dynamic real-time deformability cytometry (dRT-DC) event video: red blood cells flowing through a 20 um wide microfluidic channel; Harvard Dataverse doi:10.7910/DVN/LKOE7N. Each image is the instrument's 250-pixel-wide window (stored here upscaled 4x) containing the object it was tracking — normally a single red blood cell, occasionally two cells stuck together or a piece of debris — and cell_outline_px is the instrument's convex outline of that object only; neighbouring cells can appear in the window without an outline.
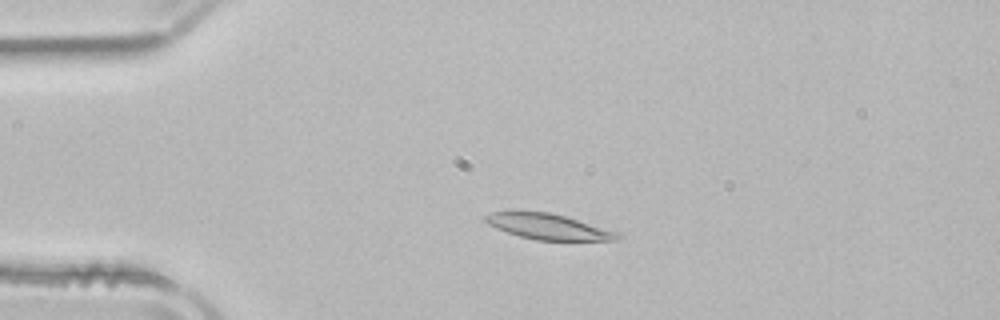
{"species": "common noctule bat (a hibernating species)", "species_latin": "Nyctalus noctula", "temperature_condition": "room temperature", "stored_images_in_passage": 51, "camera_frame_rate_fps": 3000, "um_per_image_px": 0.085, "animal": {"sex": "male", "body_mass_g": 21.5, "forearm_length_mm": 52.0}, "frame": {"image": 1, "passage_image": 11, "time_ms": 3.333, "image_size_px": [1000, 320], "cell_outline_px": [[620, 236], [616, 240], [536, 240], [520, 236], [496, 228], [488, 224], [484, 220], [484, 216], [492, 212], [512, 208], [520, 208], [548, 212], [564, 216], [616, 232]], "centroid_in_image_um": [46.43, 19.2], "position_along_channel_um": 38.6, "area_um2": 19.94}}
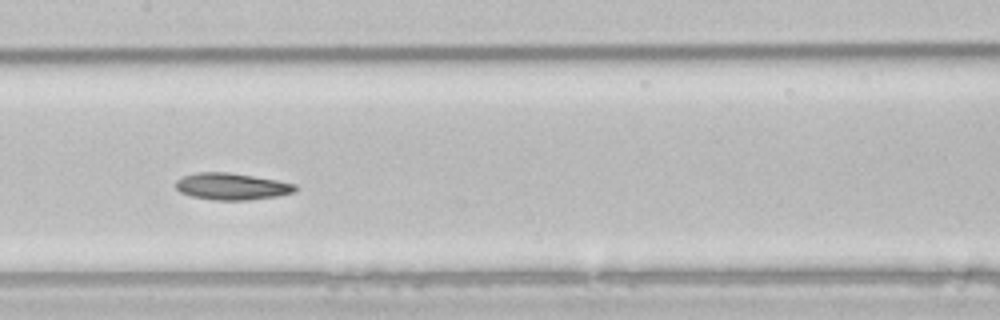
{"frame": {"image": 2, "passage_image": 25, "time_ms": 8.0, "image_size_px": [1000, 320], "cell_outline_px": [[296, 192], [276, 196], [248, 200], [212, 200], [192, 196], [180, 192], [176, 188], [176, 180], [184, 176], [196, 172], [228, 172], [276, 180], [296, 184]], "centroid_in_image_um": [19.69, 15.85], "position_along_channel_um": 187.7, "area_um2": 18.55}}
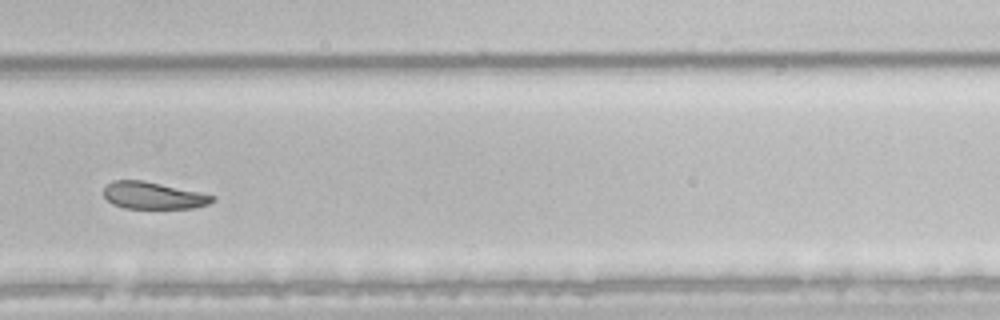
{"frame": {"image": 3, "passage_image": 35, "time_ms": 11.333, "image_size_px": [1000, 320], "cell_outline_px": [[216, 200], [208, 204], [192, 208], [124, 208], [112, 204], [104, 196], [104, 188], [112, 180], [144, 180], [216, 196]], "centroid_in_image_um": [13.02, 16.62], "position_along_channel_um": 316.8, "area_um2": 17.05}, "authors_computed_cell_mechanics": {"area_um2": 19.7676, "velocity_mm_per_s": 3.8914, "shape_relaxation_time_tau1_ms": 4.15, "shape_relaxation_time_tau2_ms": null, "deformation_change_tau1": 0.1162, "deformation_change_tau2": null}}